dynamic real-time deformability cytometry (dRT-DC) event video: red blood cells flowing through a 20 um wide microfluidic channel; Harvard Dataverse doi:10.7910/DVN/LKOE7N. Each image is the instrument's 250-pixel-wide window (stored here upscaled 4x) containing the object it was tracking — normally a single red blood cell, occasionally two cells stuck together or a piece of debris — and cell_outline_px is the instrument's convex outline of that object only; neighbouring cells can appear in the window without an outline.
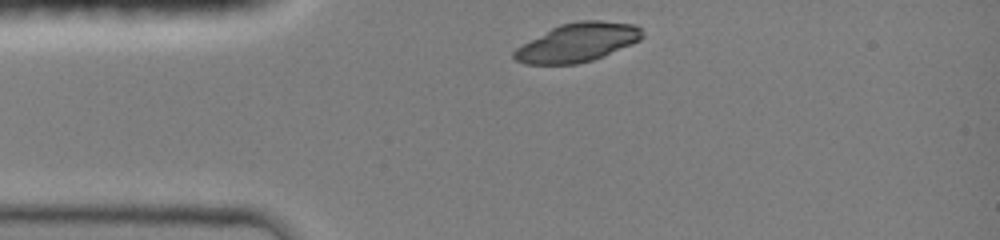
{"species": "common noctule bat (a hibernating species)", "species_latin": "Nyctalus noctula", "temperature_condition": "room temperature", "stored_images_in_passage": 2, "camera_frame_rate_fps": 3000, "um_per_image_px": 0.085, "animal": {"sex": "female", "body_mass_g": 19.0, "forearm_length_mm": 51.5}, "frame": {"image": 1, "passage_image": 1, "time_ms": 0.0, "image_size_px": [1000, 240], "cell_outline_px": [[644, 36], [640, 40], [632, 44], [592, 60], [576, 64], [524, 64], [516, 60], [512, 56], [512, 52], [516, 48], [552, 28], [560, 24], [580, 20], [600, 20], [636, 24], [644, 32]], "centroid_in_image_um": [49.12, 3.6], "position_along_channel_um": 35.9, "area_um2": 28.78}}